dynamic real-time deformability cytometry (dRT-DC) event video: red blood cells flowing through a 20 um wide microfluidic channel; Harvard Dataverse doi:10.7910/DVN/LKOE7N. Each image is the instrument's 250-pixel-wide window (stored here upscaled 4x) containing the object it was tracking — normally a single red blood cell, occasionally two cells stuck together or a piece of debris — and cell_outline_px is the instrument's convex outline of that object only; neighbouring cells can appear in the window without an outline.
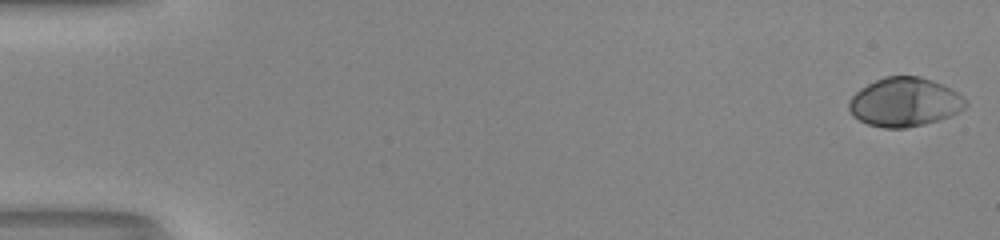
{"species": "human", "species_latin": "Homo sapiens", "temperature_condition": "room temperature", "stored_images_in_passage": 53, "camera_frame_rate_fps": 3000, "um_per_image_px": 0.085, "donor": {"sex": "male"}, "frame": {"image": 1, "passage_image": 1, "time_ms": 0.0, "image_size_px": [1000, 240], "cell_outline_px": [[968, 104], [964, 108], [948, 116], [924, 124], [904, 128], [884, 128], [868, 124], [852, 116], [848, 108], [848, 100], [860, 88], [884, 76], [920, 76], [944, 84], [964, 96]], "centroid_in_image_um": [76.88, 8.67], "position_along_channel_um": 8.1, "area_um2": 33.29}}
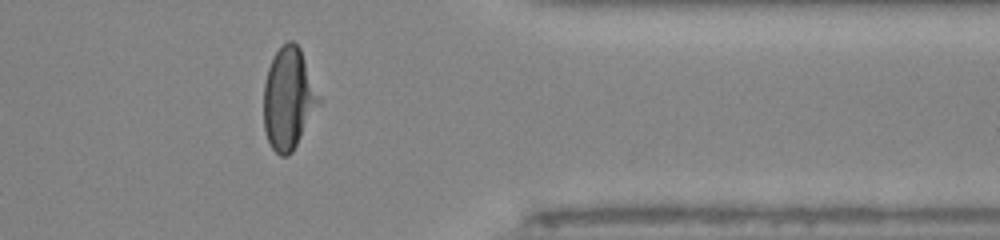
{"frame": {"image": 2, "passage_image": 44, "time_ms": 14.333, "image_size_px": [1000, 240], "cell_outline_px": [[320, 100], [292, 152], [288, 156], [280, 156], [272, 148], [268, 140], [264, 128], [264, 84], [268, 68], [272, 56], [288, 40], [292, 40], [300, 48]], "centroid_in_image_um": [24.48, 8.37], "position_along_channel_um": 386.9, "area_um2": 31.85}}
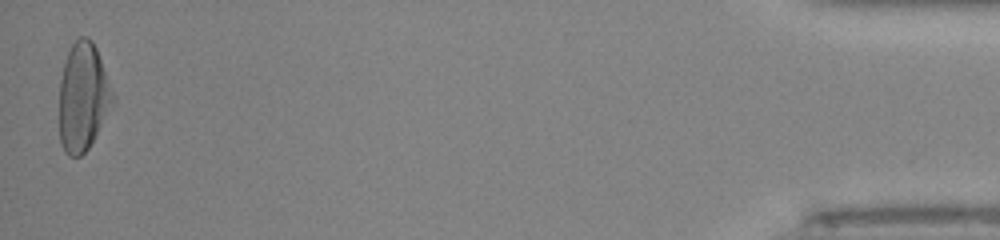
{"frame": {"image": 3, "passage_image": 53, "time_ms": 17.333, "image_size_px": [1000, 240], "cell_outline_px": [[116, 104], [88, 148], [80, 156], [68, 156], [64, 152], [60, 144], [60, 80], [64, 64], [68, 52], [72, 44], [80, 36], [88, 36], [92, 40], [96, 48], [116, 96]], "centroid_in_image_um": [7.1, 8.26], "position_along_channel_um": 428.1, "area_um2": 34.22}, "authors_computed_cell_mechanics": {"area_um2": 31.8478, "velocity_mm_per_s": 4.015, "shape_relaxation_time_tau1_ms": 4.5463, "shape_relaxation_time_tau2_ms": null, "deformation_change_tau1": 0.2335, "deformation_change_tau2": null}}